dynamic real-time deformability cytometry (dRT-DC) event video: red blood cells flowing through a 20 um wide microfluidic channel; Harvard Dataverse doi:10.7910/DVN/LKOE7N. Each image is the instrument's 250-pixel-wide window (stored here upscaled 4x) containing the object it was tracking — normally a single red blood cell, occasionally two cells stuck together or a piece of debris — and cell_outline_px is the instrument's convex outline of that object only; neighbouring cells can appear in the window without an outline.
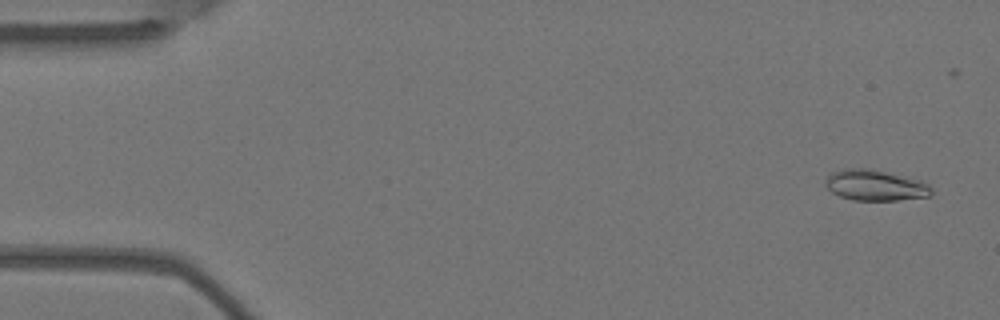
{"species": "Egyptian fruit bat (a non-hibernating species)", "species_latin": "Rousettus aegyptiacus", "temperature_condition": "warm", "stored_images_in_passage": 4, "camera_frame_rate_fps": 3000, "um_per_image_px": 0.085, "animal": {"sex": "female"}, "frame": {"image": 1, "passage_image": 1, "time_ms": 0.0, "image_size_px": [1000, 320], "cell_outline_px": [[932, 196], [896, 200], [852, 200], [840, 196], [832, 192], [824, 184], [828, 176], [832, 172], [840, 168], [868, 168], [920, 180], [928, 184], [932, 188]], "centroid_in_image_um": [74.38, 15.75], "position_along_channel_um": 10.6, "area_um2": 19.02}}